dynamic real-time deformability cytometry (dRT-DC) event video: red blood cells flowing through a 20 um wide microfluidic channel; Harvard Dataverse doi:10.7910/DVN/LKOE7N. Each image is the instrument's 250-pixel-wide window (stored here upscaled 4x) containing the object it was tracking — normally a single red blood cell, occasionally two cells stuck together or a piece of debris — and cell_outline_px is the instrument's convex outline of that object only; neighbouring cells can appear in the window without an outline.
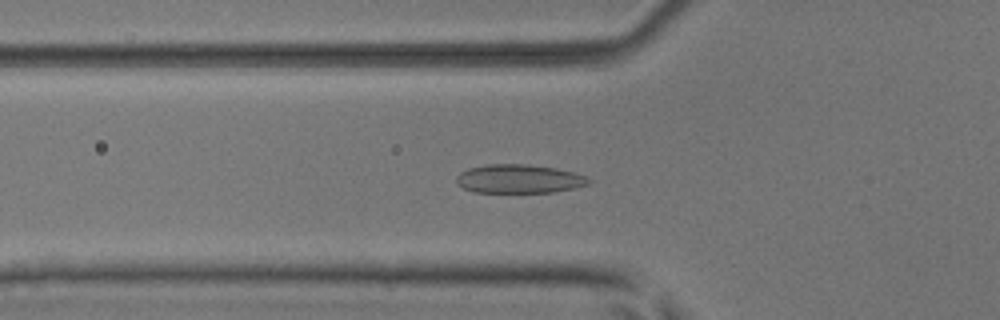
{"species": "common noctule bat (a hibernating species)", "species_latin": "Nyctalus noctula", "temperature_condition": "room temperature", "stored_images_in_passage": 32, "camera_frame_rate_fps": 3000, "um_per_image_px": 0.085, "animal": {"sex": "male", "body_mass_g": 17.9, "forearm_length_mm": 54.2}, "frame": {"image": 1, "passage_image": 18, "time_ms": 5.667, "image_size_px": [1000, 320], "cell_outline_px": [[592, 180], [588, 184], [572, 188], [552, 192], [472, 192], [456, 184], [456, 176], [460, 172], [468, 168], [488, 164], [528, 164], [556, 168], [588, 176]], "centroid_in_image_um": [44.09, 15.19], "position_along_channel_um": 81.7, "area_um2": 22.2}}
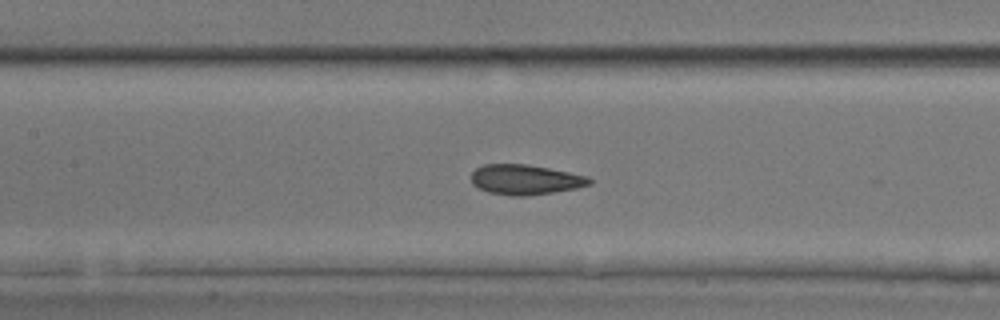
{"frame": {"image": 2, "passage_image": 24, "time_ms": 7.667, "image_size_px": [1000, 320], "cell_outline_px": [[592, 184], [576, 188], [552, 192], [524, 196], [512, 196], [488, 192], [472, 184], [472, 172], [476, 168], [484, 164], [524, 164], [548, 168], [588, 176], [592, 180]], "centroid_in_image_um": [44.64, 15.27], "position_along_channel_um": 162.8, "area_um2": 20.52}}
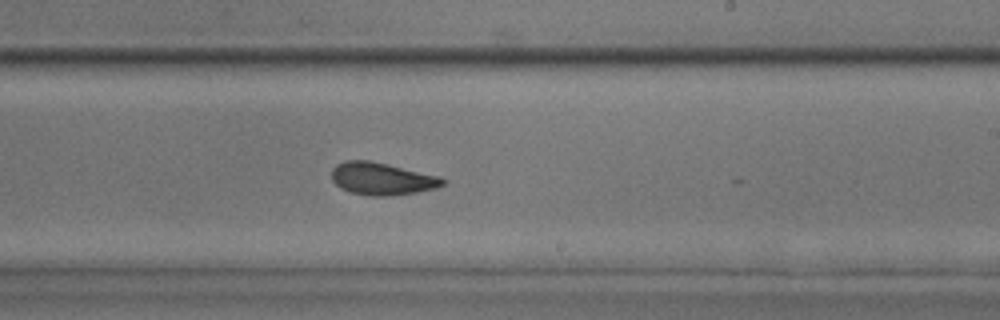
{"frame": {"image": 3, "passage_image": 31, "time_ms": 10.0, "image_size_px": [1000, 320], "cell_outline_px": [[448, 180], [444, 184], [436, 188], [416, 192], [388, 196], [368, 196], [352, 192], [340, 188], [332, 180], [332, 168], [336, 164], [344, 160], [368, 160], [388, 164], [440, 176]], "centroid_in_image_um": [32.47, 15.19], "position_along_channel_um": 256.5, "area_um2": 21.1}}